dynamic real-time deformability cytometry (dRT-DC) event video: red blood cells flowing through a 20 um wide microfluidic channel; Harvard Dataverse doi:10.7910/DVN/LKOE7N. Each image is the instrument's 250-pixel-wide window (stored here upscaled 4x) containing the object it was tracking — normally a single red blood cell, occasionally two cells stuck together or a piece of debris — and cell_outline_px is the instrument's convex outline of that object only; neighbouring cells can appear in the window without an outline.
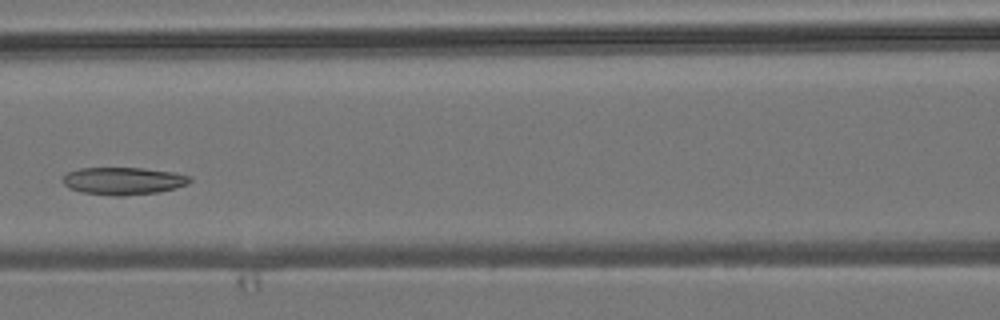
{"species": "common noctule bat (a hibernating species)", "species_latin": "Nyctalus noctula", "temperature_condition": "room temperature", "stored_images_in_passage": 6, "camera_frame_rate_fps": 3000, "um_per_image_px": 0.085, "animal": {"sex": "male", "body_mass_g": 19.2, "forearm_length_mm": 51.8}, "frame": {"image": 1, "passage_image": 5, "time_ms": 4.667, "image_size_px": [1000, 320], "cell_outline_px": [[192, 180], [188, 184], [176, 188], [160, 192], [124, 196], [112, 196], [80, 192], [68, 188], [64, 184], [64, 176], [68, 172], [80, 168], [144, 168], [176, 172], [192, 176]], "centroid_in_image_um": [10.54, 15.38], "position_along_channel_um": 156.1, "area_um2": 20.63}}
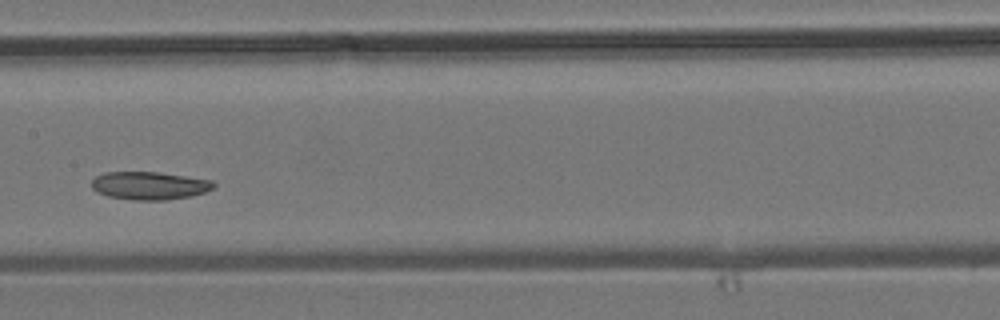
{"frame": {"image": 2, "passage_image": 6, "time_ms": 5.667, "image_size_px": [1000, 320], "cell_outline_px": [[216, 184], [212, 188], [204, 192], [192, 196], [168, 200], [132, 200], [108, 196], [96, 192], [92, 188], [92, 180], [96, 176], [104, 172], [160, 172], [212, 180]], "centroid_in_image_um": [12.69, 15.78], "position_along_channel_um": 194.7, "area_um2": 20.0}}